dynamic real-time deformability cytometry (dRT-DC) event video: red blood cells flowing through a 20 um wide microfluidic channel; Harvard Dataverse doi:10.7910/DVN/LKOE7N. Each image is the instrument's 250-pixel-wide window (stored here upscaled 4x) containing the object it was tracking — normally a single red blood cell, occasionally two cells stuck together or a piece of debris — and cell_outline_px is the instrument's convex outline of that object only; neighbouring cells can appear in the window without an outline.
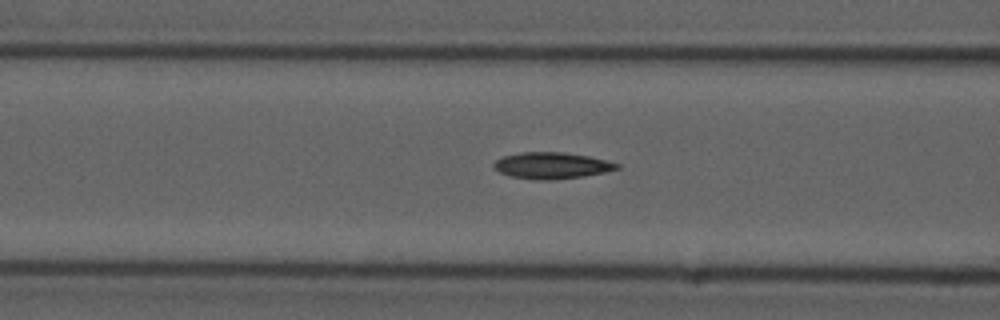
{"species": "common noctule bat (a hibernating species)", "species_latin": "Nyctalus noctula", "temperature_condition": "cold", "stored_images_in_passage": 39, "camera_frame_rate_fps": 3000, "um_per_image_px": 0.085, "animal": {"sex": "male", "forearm_length_mm": 52.5}, "frame": {"image": 1, "passage_image": 13, "time_ms": 4.0, "image_size_px": [1000, 320], "cell_outline_px": [[620, 168], [604, 172], [584, 176], [556, 180], [536, 180], [512, 176], [500, 172], [492, 164], [496, 160], [504, 156], [520, 152], [564, 152], [588, 156], [608, 160], [620, 164]], "centroid_in_image_um": [46.93, 14.07], "position_along_channel_um": 119.7, "area_um2": 18.96}}
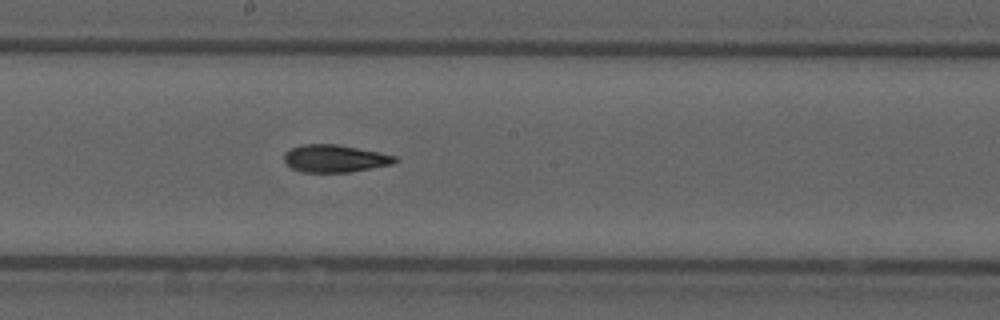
{"frame": {"image": 2, "passage_image": 21, "time_ms": 6.667, "image_size_px": [1000, 320], "cell_outline_px": [[400, 160], [392, 164], [372, 168], [348, 172], [300, 172], [292, 168], [284, 160], [284, 152], [292, 148], [304, 144], [336, 144], [380, 152], [396, 156]], "centroid_in_image_um": [28.48, 13.47], "position_along_channel_um": 219.7, "area_um2": 17.74}}
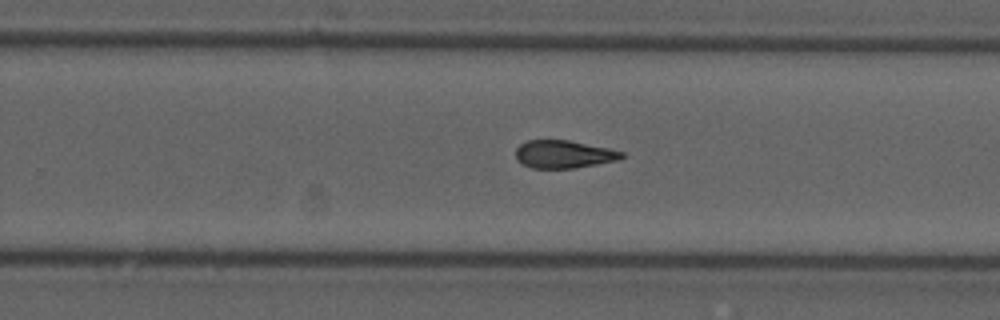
{"frame": {"image": 3, "passage_image": 26, "time_ms": 8.333, "image_size_px": [1000, 320], "cell_outline_px": [[624, 156], [620, 160], [576, 168], [532, 168], [524, 164], [516, 156], [516, 148], [520, 144], [528, 140], [568, 140], [608, 148], [624, 152]], "centroid_in_image_um": [47.96, 13.11], "position_along_channel_um": 281.8, "area_um2": 17.11}, "authors_computed_cell_mechanics": {"area_um2": 18.0914, "velocity_mm_per_s": 3.7498, "shape_relaxation_time_tau1_ms": 5.2249, "shape_relaxation_time_tau2_ms": 3.1766, "deformation_change_tau1": 0.1162, "deformation_change_tau2": 0.0979}}